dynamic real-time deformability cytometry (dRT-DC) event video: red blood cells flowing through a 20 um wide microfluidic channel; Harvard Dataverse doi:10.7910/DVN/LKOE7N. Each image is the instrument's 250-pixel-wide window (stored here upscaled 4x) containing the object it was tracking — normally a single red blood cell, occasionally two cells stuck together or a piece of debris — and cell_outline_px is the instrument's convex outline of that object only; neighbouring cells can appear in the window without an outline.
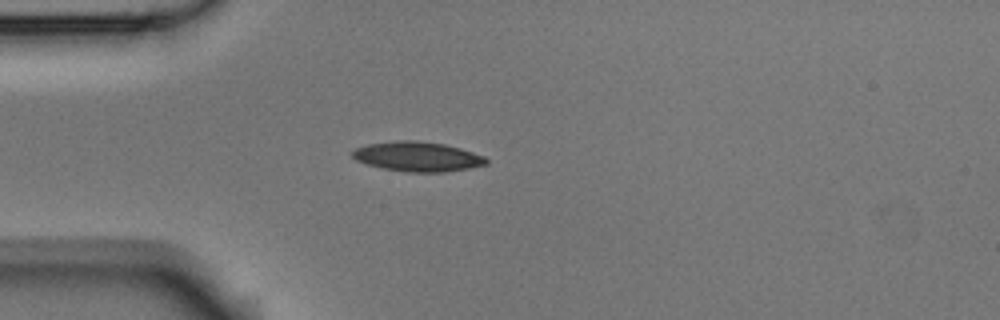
{"species": "Egyptian fruit bat (a non-hibernating species)", "species_latin": "Rousettus aegyptiacus", "temperature_condition": "room temperature", "stored_images_in_passage": 2, "camera_frame_rate_fps": 3000, "um_per_image_px": 0.085, "animal": {"sex": "male"}, "frame": {"image": 1, "passage_image": 2, "time_ms": 0.333, "image_size_px": [1000, 320], "cell_outline_px": [[488, 164], [468, 168], [444, 172], [408, 172], [380, 168], [356, 160], [352, 156], [352, 152], [356, 148], [368, 144], [396, 140], [416, 140], [444, 144], [460, 148], [484, 156], [488, 160]], "centroid_in_image_um": [35.49, 13.31], "position_along_channel_um": 49.5, "area_um2": 23.12}}